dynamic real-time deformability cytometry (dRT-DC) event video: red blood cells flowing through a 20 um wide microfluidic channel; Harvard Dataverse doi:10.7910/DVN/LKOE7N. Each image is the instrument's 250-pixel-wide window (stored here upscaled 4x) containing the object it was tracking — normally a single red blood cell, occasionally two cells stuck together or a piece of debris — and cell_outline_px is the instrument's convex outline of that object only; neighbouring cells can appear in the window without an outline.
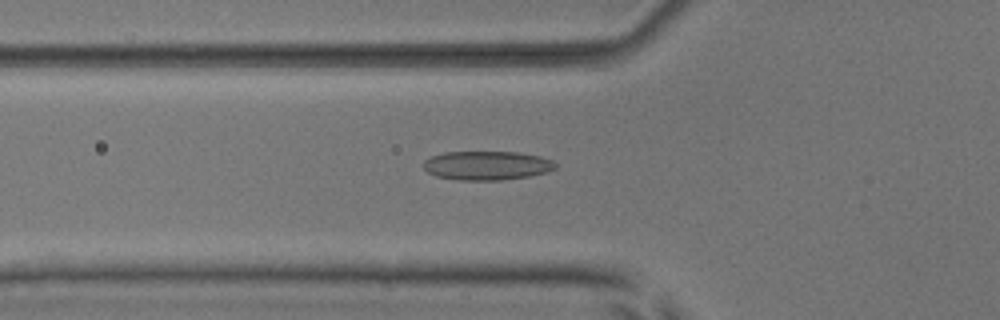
{"species": "common noctule bat (a hibernating species)", "species_latin": "Nyctalus noctula", "temperature_condition": "room temperature", "stored_images_in_passage": 53, "camera_frame_rate_fps": 3000, "um_per_image_px": 0.085, "animal": {"sex": "male", "body_mass_g": 17.9, "forearm_length_mm": 54.2}, "frame": {"image": 1, "passage_image": 19, "time_ms": 6.0, "image_size_px": [1000, 320], "cell_outline_px": [[556, 168], [548, 172], [528, 176], [500, 180], [460, 180], [436, 176], [428, 172], [424, 168], [424, 160], [432, 156], [444, 152], [520, 152], [540, 156], [552, 160], [556, 164]], "centroid_in_image_um": [41.4, 14.06], "position_along_channel_um": 84.4, "area_um2": 22.25}}
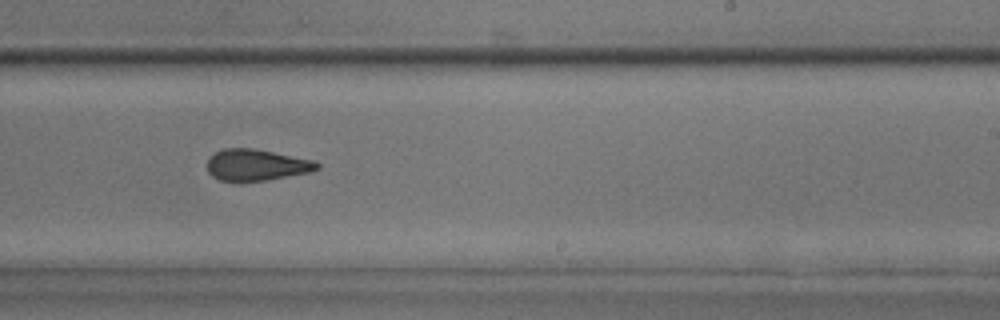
{"frame": {"image": 2, "passage_image": 33, "time_ms": 10.667, "image_size_px": [1000, 320], "cell_outline_px": [[320, 168], [308, 172], [264, 180], [220, 180], [212, 176], [208, 172], [208, 156], [224, 148], [252, 148], [312, 160], [320, 164]], "centroid_in_image_um": [21.76, 14.0], "position_along_channel_um": 267.2, "area_um2": 19.59}}
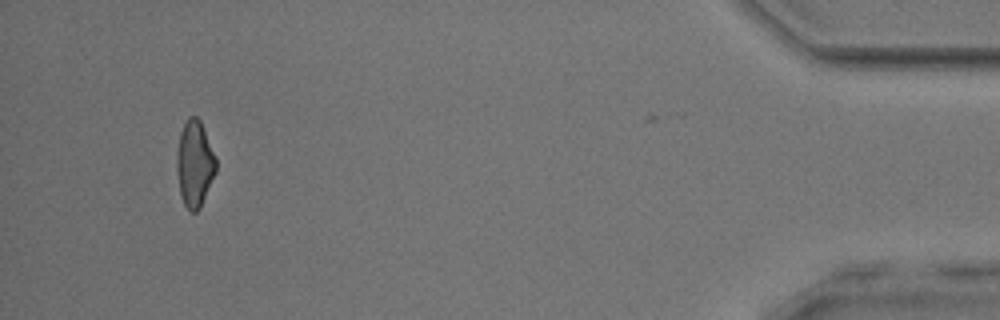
{"frame": {"image": 3, "passage_image": 50, "time_ms": 16.333, "image_size_px": [1000, 320], "cell_outline_px": [[216, 172], [200, 208], [196, 212], [192, 212], [184, 204], [180, 196], [176, 168], [176, 152], [180, 132], [188, 116], [196, 116], [200, 120], [216, 156]], "centroid_in_image_um": [16.53, 13.91], "position_along_channel_um": 418.7, "area_um2": 19.88}, "authors_computed_cell_mechanics": {"area_um2": 20.9814, "velocity_mm_per_s": 3.9194, "shape_relaxation_time_tau1_ms": 8.7295, "shape_relaxation_time_tau2_ms": 2.0441, "deformation_change_tau1": 0.1952, "deformation_change_tau2": 0.0906}}